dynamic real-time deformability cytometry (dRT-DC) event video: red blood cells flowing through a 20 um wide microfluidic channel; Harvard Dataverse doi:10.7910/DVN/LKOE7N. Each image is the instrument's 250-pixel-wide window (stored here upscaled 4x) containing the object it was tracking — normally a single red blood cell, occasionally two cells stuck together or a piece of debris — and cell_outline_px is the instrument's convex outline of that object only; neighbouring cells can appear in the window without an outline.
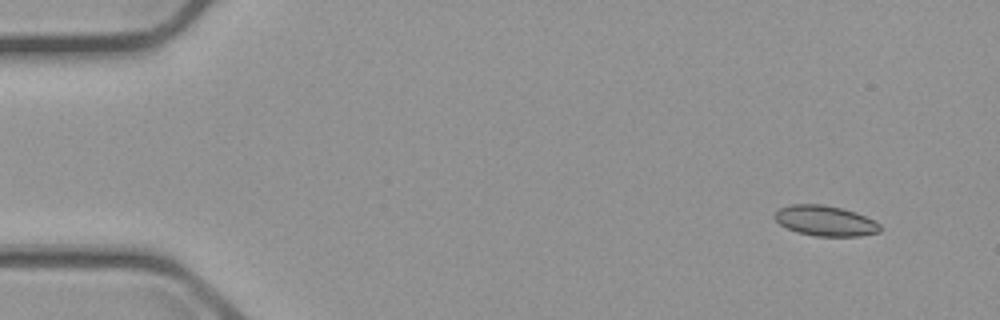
{"species": "common noctule bat (a hibernating species)", "species_latin": "Nyctalus noctula", "temperature_condition": "cold", "stored_images_in_passage": 3, "camera_frame_rate_fps": 3000, "um_per_image_px": 0.085, "animal": {"sex": "male", "body_mass_g": 23.1, "forearm_length_mm": 52.7}, "frame": {"image": 1, "passage_image": 1, "time_ms": 0.0, "image_size_px": [1000, 320], "cell_outline_px": [[880, 232], [860, 236], [816, 236], [796, 232], [780, 224], [772, 216], [780, 208], [788, 204], [824, 204], [856, 212], [880, 224]], "centroid_in_image_um": [70.12, 18.76], "position_along_channel_um": 14.9, "area_um2": 18.61}}